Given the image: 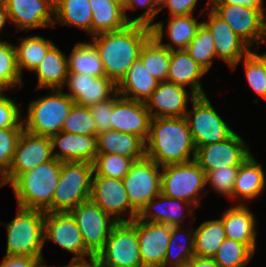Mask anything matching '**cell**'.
Listing matches in <instances>:
<instances>
[{
	"instance_id": "obj_1",
	"label": "cell",
	"mask_w": 266,
	"mask_h": 267,
	"mask_svg": "<svg viewBox=\"0 0 266 267\" xmlns=\"http://www.w3.org/2000/svg\"><path fill=\"white\" fill-rule=\"evenodd\" d=\"M91 37L106 77L117 85L130 66L139 59L141 47L151 37V27L129 23L121 30L99 33Z\"/></svg>"
},
{
	"instance_id": "obj_2",
	"label": "cell",
	"mask_w": 266,
	"mask_h": 267,
	"mask_svg": "<svg viewBox=\"0 0 266 267\" xmlns=\"http://www.w3.org/2000/svg\"><path fill=\"white\" fill-rule=\"evenodd\" d=\"M145 156L160 166L194 160L196 147L186 117L152 118Z\"/></svg>"
},
{
	"instance_id": "obj_3",
	"label": "cell",
	"mask_w": 266,
	"mask_h": 267,
	"mask_svg": "<svg viewBox=\"0 0 266 267\" xmlns=\"http://www.w3.org/2000/svg\"><path fill=\"white\" fill-rule=\"evenodd\" d=\"M62 162L52 160L22 173L11 185L18 207L52 212V200L59 183Z\"/></svg>"
},
{
	"instance_id": "obj_4",
	"label": "cell",
	"mask_w": 266,
	"mask_h": 267,
	"mask_svg": "<svg viewBox=\"0 0 266 267\" xmlns=\"http://www.w3.org/2000/svg\"><path fill=\"white\" fill-rule=\"evenodd\" d=\"M44 221V211L18 207L17 216L6 224V255L38 257L45 264L42 256Z\"/></svg>"
},
{
	"instance_id": "obj_5",
	"label": "cell",
	"mask_w": 266,
	"mask_h": 267,
	"mask_svg": "<svg viewBox=\"0 0 266 267\" xmlns=\"http://www.w3.org/2000/svg\"><path fill=\"white\" fill-rule=\"evenodd\" d=\"M93 163L62 162L59 183L52 200V212H69L90 199Z\"/></svg>"
},
{
	"instance_id": "obj_6",
	"label": "cell",
	"mask_w": 266,
	"mask_h": 267,
	"mask_svg": "<svg viewBox=\"0 0 266 267\" xmlns=\"http://www.w3.org/2000/svg\"><path fill=\"white\" fill-rule=\"evenodd\" d=\"M50 96L39 98L29 104L28 114L23 128L37 136L51 137L59 133L64 120L74 105L73 99L60 89L52 90Z\"/></svg>"
},
{
	"instance_id": "obj_7",
	"label": "cell",
	"mask_w": 266,
	"mask_h": 267,
	"mask_svg": "<svg viewBox=\"0 0 266 267\" xmlns=\"http://www.w3.org/2000/svg\"><path fill=\"white\" fill-rule=\"evenodd\" d=\"M95 261L98 267H143L136 218L131 222H117L113 226Z\"/></svg>"
},
{
	"instance_id": "obj_8",
	"label": "cell",
	"mask_w": 266,
	"mask_h": 267,
	"mask_svg": "<svg viewBox=\"0 0 266 267\" xmlns=\"http://www.w3.org/2000/svg\"><path fill=\"white\" fill-rule=\"evenodd\" d=\"M161 171V193L199 206L200 191L205 188L206 173L197 161L167 164ZM199 197V198H198Z\"/></svg>"
},
{
	"instance_id": "obj_9",
	"label": "cell",
	"mask_w": 266,
	"mask_h": 267,
	"mask_svg": "<svg viewBox=\"0 0 266 267\" xmlns=\"http://www.w3.org/2000/svg\"><path fill=\"white\" fill-rule=\"evenodd\" d=\"M192 103L193 110L187 111L185 117L196 149L224 141L234 133L217 114L206 95L196 96Z\"/></svg>"
},
{
	"instance_id": "obj_10",
	"label": "cell",
	"mask_w": 266,
	"mask_h": 267,
	"mask_svg": "<svg viewBox=\"0 0 266 267\" xmlns=\"http://www.w3.org/2000/svg\"><path fill=\"white\" fill-rule=\"evenodd\" d=\"M152 159L144 156L135 160L122 179L131 207L139 213L161 193V172Z\"/></svg>"
},
{
	"instance_id": "obj_11",
	"label": "cell",
	"mask_w": 266,
	"mask_h": 267,
	"mask_svg": "<svg viewBox=\"0 0 266 267\" xmlns=\"http://www.w3.org/2000/svg\"><path fill=\"white\" fill-rule=\"evenodd\" d=\"M80 229L86 249L95 257L104 247L110 231L117 223L91 199L69 211Z\"/></svg>"
},
{
	"instance_id": "obj_12",
	"label": "cell",
	"mask_w": 266,
	"mask_h": 267,
	"mask_svg": "<svg viewBox=\"0 0 266 267\" xmlns=\"http://www.w3.org/2000/svg\"><path fill=\"white\" fill-rule=\"evenodd\" d=\"M50 137L37 136L22 131L16 145L12 163L1 178L0 187L12 184L22 173L54 158Z\"/></svg>"
},
{
	"instance_id": "obj_13",
	"label": "cell",
	"mask_w": 266,
	"mask_h": 267,
	"mask_svg": "<svg viewBox=\"0 0 266 267\" xmlns=\"http://www.w3.org/2000/svg\"><path fill=\"white\" fill-rule=\"evenodd\" d=\"M44 240L53 241L75 254L71 261L95 257L86 249L80 229L70 212H45Z\"/></svg>"
},
{
	"instance_id": "obj_14",
	"label": "cell",
	"mask_w": 266,
	"mask_h": 267,
	"mask_svg": "<svg viewBox=\"0 0 266 267\" xmlns=\"http://www.w3.org/2000/svg\"><path fill=\"white\" fill-rule=\"evenodd\" d=\"M211 8L250 47L253 41L265 42L266 16L260 9L230 4H212Z\"/></svg>"
},
{
	"instance_id": "obj_15",
	"label": "cell",
	"mask_w": 266,
	"mask_h": 267,
	"mask_svg": "<svg viewBox=\"0 0 266 267\" xmlns=\"http://www.w3.org/2000/svg\"><path fill=\"white\" fill-rule=\"evenodd\" d=\"M247 147L234 132L224 141L198 147L195 160L206 174L224 167L240 166L251 154Z\"/></svg>"
},
{
	"instance_id": "obj_16",
	"label": "cell",
	"mask_w": 266,
	"mask_h": 267,
	"mask_svg": "<svg viewBox=\"0 0 266 267\" xmlns=\"http://www.w3.org/2000/svg\"><path fill=\"white\" fill-rule=\"evenodd\" d=\"M151 119L144 102L124 98L117 92L113 94L111 130L133 134L146 143Z\"/></svg>"
},
{
	"instance_id": "obj_17",
	"label": "cell",
	"mask_w": 266,
	"mask_h": 267,
	"mask_svg": "<svg viewBox=\"0 0 266 267\" xmlns=\"http://www.w3.org/2000/svg\"><path fill=\"white\" fill-rule=\"evenodd\" d=\"M90 199L110 216L117 214V222H131L138 213L131 207L123 180L105 176H94ZM129 208V218L118 217Z\"/></svg>"
},
{
	"instance_id": "obj_18",
	"label": "cell",
	"mask_w": 266,
	"mask_h": 267,
	"mask_svg": "<svg viewBox=\"0 0 266 267\" xmlns=\"http://www.w3.org/2000/svg\"><path fill=\"white\" fill-rule=\"evenodd\" d=\"M140 259L143 267H163L171 238V227L162 223L139 220L136 217Z\"/></svg>"
},
{
	"instance_id": "obj_19",
	"label": "cell",
	"mask_w": 266,
	"mask_h": 267,
	"mask_svg": "<svg viewBox=\"0 0 266 267\" xmlns=\"http://www.w3.org/2000/svg\"><path fill=\"white\" fill-rule=\"evenodd\" d=\"M9 20L19 30L50 27L54 24V0H0Z\"/></svg>"
},
{
	"instance_id": "obj_20",
	"label": "cell",
	"mask_w": 266,
	"mask_h": 267,
	"mask_svg": "<svg viewBox=\"0 0 266 267\" xmlns=\"http://www.w3.org/2000/svg\"><path fill=\"white\" fill-rule=\"evenodd\" d=\"M202 23L212 34L216 56L223 59L231 68H236L242 56L250 51V45L237 35L212 9L209 13V21Z\"/></svg>"
},
{
	"instance_id": "obj_21",
	"label": "cell",
	"mask_w": 266,
	"mask_h": 267,
	"mask_svg": "<svg viewBox=\"0 0 266 267\" xmlns=\"http://www.w3.org/2000/svg\"><path fill=\"white\" fill-rule=\"evenodd\" d=\"M66 83L75 104L90 107L110 99L117 85L106 76L95 77L87 73H68ZM112 94V95H111Z\"/></svg>"
},
{
	"instance_id": "obj_22",
	"label": "cell",
	"mask_w": 266,
	"mask_h": 267,
	"mask_svg": "<svg viewBox=\"0 0 266 267\" xmlns=\"http://www.w3.org/2000/svg\"><path fill=\"white\" fill-rule=\"evenodd\" d=\"M188 96L185 87L162 81L145 104L152 118L185 117Z\"/></svg>"
},
{
	"instance_id": "obj_23",
	"label": "cell",
	"mask_w": 266,
	"mask_h": 267,
	"mask_svg": "<svg viewBox=\"0 0 266 267\" xmlns=\"http://www.w3.org/2000/svg\"><path fill=\"white\" fill-rule=\"evenodd\" d=\"M163 23H154L151 27V37L141 47L139 59L145 69L160 82L167 81L170 64L171 44H162Z\"/></svg>"
},
{
	"instance_id": "obj_24",
	"label": "cell",
	"mask_w": 266,
	"mask_h": 267,
	"mask_svg": "<svg viewBox=\"0 0 266 267\" xmlns=\"http://www.w3.org/2000/svg\"><path fill=\"white\" fill-rule=\"evenodd\" d=\"M52 150L59 147L58 153H53L54 158L61 162H89L93 163L97 150V136L71 134L64 131L50 137Z\"/></svg>"
},
{
	"instance_id": "obj_25",
	"label": "cell",
	"mask_w": 266,
	"mask_h": 267,
	"mask_svg": "<svg viewBox=\"0 0 266 267\" xmlns=\"http://www.w3.org/2000/svg\"><path fill=\"white\" fill-rule=\"evenodd\" d=\"M206 73L207 71L191 58L186 50H170L167 81L183 87L190 85L191 99L206 95L199 81Z\"/></svg>"
},
{
	"instance_id": "obj_26",
	"label": "cell",
	"mask_w": 266,
	"mask_h": 267,
	"mask_svg": "<svg viewBox=\"0 0 266 267\" xmlns=\"http://www.w3.org/2000/svg\"><path fill=\"white\" fill-rule=\"evenodd\" d=\"M92 11L91 35L125 28L131 20L124 12L122 0H90Z\"/></svg>"
},
{
	"instance_id": "obj_27",
	"label": "cell",
	"mask_w": 266,
	"mask_h": 267,
	"mask_svg": "<svg viewBox=\"0 0 266 267\" xmlns=\"http://www.w3.org/2000/svg\"><path fill=\"white\" fill-rule=\"evenodd\" d=\"M226 238L246 244L253 252L256 245V220L248 208L241 203L229 208L221 217Z\"/></svg>"
},
{
	"instance_id": "obj_28",
	"label": "cell",
	"mask_w": 266,
	"mask_h": 267,
	"mask_svg": "<svg viewBox=\"0 0 266 267\" xmlns=\"http://www.w3.org/2000/svg\"><path fill=\"white\" fill-rule=\"evenodd\" d=\"M159 80L153 77L138 59L128 69L126 75L117 84V93L127 99L146 102L156 90ZM133 94L130 97V94Z\"/></svg>"
},
{
	"instance_id": "obj_29",
	"label": "cell",
	"mask_w": 266,
	"mask_h": 267,
	"mask_svg": "<svg viewBox=\"0 0 266 267\" xmlns=\"http://www.w3.org/2000/svg\"><path fill=\"white\" fill-rule=\"evenodd\" d=\"M97 150L139 160L145 156V143L133 134L107 130L97 134Z\"/></svg>"
},
{
	"instance_id": "obj_30",
	"label": "cell",
	"mask_w": 266,
	"mask_h": 267,
	"mask_svg": "<svg viewBox=\"0 0 266 267\" xmlns=\"http://www.w3.org/2000/svg\"><path fill=\"white\" fill-rule=\"evenodd\" d=\"M38 74V89H64L68 76V58L53 45L34 69Z\"/></svg>"
},
{
	"instance_id": "obj_31",
	"label": "cell",
	"mask_w": 266,
	"mask_h": 267,
	"mask_svg": "<svg viewBox=\"0 0 266 267\" xmlns=\"http://www.w3.org/2000/svg\"><path fill=\"white\" fill-rule=\"evenodd\" d=\"M184 203L188 204V208L191 205L193 206V204L189 202L173 199L160 193L142 208L137 218L143 221L162 223L170 227H178L181 225L183 217L185 218V216L182 215L183 212H180Z\"/></svg>"
},
{
	"instance_id": "obj_32",
	"label": "cell",
	"mask_w": 266,
	"mask_h": 267,
	"mask_svg": "<svg viewBox=\"0 0 266 267\" xmlns=\"http://www.w3.org/2000/svg\"><path fill=\"white\" fill-rule=\"evenodd\" d=\"M264 175L262 166L250 154L239 166L233 188V197L244 201L261 194L265 186Z\"/></svg>"
},
{
	"instance_id": "obj_33",
	"label": "cell",
	"mask_w": 266,
	"mask_h": 267,
	"mask_svg": "<svg viewBox=\"0 0 266 267\" xmlns=\"http://www.w3.org/2000/svg\"><path fill=\"white\" fill-rule=\"evenodd\" d=\"M54 15L55 22L77 26L91 32L90 0H54Z\"/></svg>"
},
{
	"instance_id": "obj_34",
	"label": "cell",
	"mask_w": 266,
	"mask_h": 267,
	"mask_svg": "<svg viewBox=\"0 0 266 267\" xmlns=\"http://www.w3.org/2000/svg\"><path fill=\"white\" fill-rule=\"evenodd\" d=\"M225 239L222 219L203 222L194 233L195 256L213 258Z\"/></svg>"
},
{
	"instance_id": "obj_35",
	"label": "cell",
	"mask_w": 266,
	"mask_h": 267,
	"mask_svg": "<svg viewBox=\"0 0 266 267\" xmlns=\"http://www.w3.org/2000/svg\"><path fill=\"white\" fill-rule=\"evenodd\" d=\"M68 73L106 76L99 53L93 44L80 42L74 46L68 58Z\"/></svg>"
},
{
	"instance_id": "obj_36",
	"label": "cell",
	"mask_w": 266,
	"mask_h": 267,
	"mask_svg": "<svg viewBox=\"0 0 266 267\" xmlns=\"http://www.w3.org/2000/svg\"><path fill=\"white\" fill-rule=\"evenodd\" d=\"M20 40L21 44L18 47L15 46V50L17 68L22 75L23 68L34 71L54 44L40 36H32Z\"/></svg>"
},
{
	"instance_id": "obj_37",
	"label": "cell",
	"mask_w": 266,
	"mask_h": 267,
	"mask_svg": "<svg viewBox=\"0 0 266 267\" xmlns=\"http://www.w3.org/2000/svg\"><path fill=\"white\" fill-rule=\"evenodd\" d=\"M202 22H197L190 15L171 16L168 21L167 34L177 50H185L195 37Z\"/></svg>"
},
{
	"instance_id": "obj_38",
	"label": "cell",
	"mask_w": 266,
	"mask_h": 267,
	"mask_svg": "<svg viewBox=\"0 0 266 267\" xmlns=\"http://www.w3.org/2000/svg\"><path fill=\"white\" fill-rule=\"evenodd\" d=\"M185 50L206 71L210 69L216 51L212 34L203 23Z\"/></svg>"
},
{
	"instance_id": "obj_39",
	"label": "cell",
	"mask_w": 266,
	"mask_h": 267,
	"mask_svg": "<svg viewBox=\"0 0 266 267\" xmlns=\"http://www.w3.org/2000/svg\"><path fill=\"white\" fill-rule=\"evenodd\" d=\"M254 252L246 245L226 238L213 259L220 267H245Z\"/></svg>"
},
{
	"instance_id": "obj_40",
	"label": "cell",
	"mask_w": 266,
	"mask_h": 267,
	"mask_svg": "<svg viewBox=\"0 0 266 267\" xmlns=\"http://www.w3.org/2000/svg\"><path fill=\"white\" fill-rule=\"evenodd\" d=\"M135 160L119 154L98 153L93 162L94 176L123 179Z\"/></svg>"
},
{
	"instance_id": "obj_41",
	"label": "cell",
	"mask_w": 266,
	"mask_h": 267,
	"mask_svg": "<svg viewBox=\"0 0 266 267\" xmlns=\"http://www.w3.org/2000/svg\"><path fill=\"white\" fill-rule=\"evenodd\" d=\"M21 74L16 64L15 46L0 41V85L6 90L22 84Z\"/></svg>"
},
{
	"instance_id": "obj_42",
	"label": "cell",
	"mask_w": 266,
	"mask_h": 267,
	"mask_svg": "<svg viewBox=\"0 0 266 267\" xmlns=\"http://www.w3.org/2000/svg\"><path fill=\"white\" fill-rule=\"evenodd\" d=\"M61 131L71 134L97 136L95 122L89 107L74 103L64 120Z\"/></svg>"
},
{
	"instance_id": "obj_43",
	"label": "cell",
	"mask_w": 266,
	"mask_h": 267,
	"mask_svg": "<svg viewBox=\"0 0 266 267\" xmlns=\"http://www.w3.org/2000/svg\"><path fill=\"white\" fill-rule=\"evenodd\" d=\"M180 230H181L180 226L171 227V238H170L169 245L167 247V252H166V255L164 258L163 267H166L168 263L171 265L170 267H186L188 262L195 256V252H194V233H195V231L193 229L189 233V234H192L190 241L188 242L189 244L188 245H187V243H186V245L179 244V245H181L180 251H178V252L175 251V248H176L175 240L177 239L178 234H181V233H179ZM182 236H184V235H182ZM183 243L185 244V241H183Z\"/></svg>"
},
{
	"instance_id": "obj_44",
	"label": "cell",
	"mask_w": 266,
	"mask_h": 267,
	"mask_svg": "<svg viewBox=\"0 0 266 267\" xmlns=\"http://www.w3.org/2000/svg\"><path fill=\"white\" fill-rule=\"evenodd\" d=\"M246 79L259 96L266 99V67L257 53L251 50L244 55Z\"/></svg>"
},
{
	"instance_id": "obj_45",
	"label": "cell",
	"mask_w": 266,
	"mask_h": 267,
	"mask_svg": "<svg viewBox=\"0 0 266 267\" xmlns=\"http://www.w3.org/2000/svg\"><path fill=\"white\" fill-rule=\"evenodd\" d=\"M24 128L0 129V176L8 171L16 149L17 142Z\"/></svg>"
},
{
	"instance_id": "obj_46",
	"label": "cell",
	"mask_w": 266,
	"mask_h": 267,
	"mask_svg": "<svg viewBox=\"0 0 266 267\" xmlns=\"http://www.w3.org/2000/svg\"><path fill=\"white\" fill-rule=\"evenodd\" d=\"M238 169L239 166H229L212 170L206 174V183L210 182L218 193L233 197V188Z\"/></svg>"
},
{
	"instance_id": "obj_47",
	"label": "cell",
	"mask_w": 266,
	"mask_h": 267,
	"mask_svg": "<svg viewBox=\"0 0 266 267\" xmlns=\"http://www.w3.org/2000/svg\"><path fill=\"white\" fill-rule=\"evenodd\" d=\"M19 117L20 111L14 101L6 96L0 98V129L23 128Z\"/></svg>"
},
{
	"instance_id": "obj_48",
	"label": "cell",
	"mask_w": 266,
	"mask_h": 267,
	"mask_svg": "<svg viewBox=\"0 0 266 267\" xmlns=\"http://www.w3.org/2000/svg\"><path fill=\"white\" fill-rule=\"evenodd\" d=\"M94 119L97 134L111 130V114L113 109V97L89 107Z\"/></svg>"
},
{
	"instance_id": "obj_49",
	"label": "cell",
	"mask_w": 266,
	"mask_h": 267,
	"mask_svg": "<svg viewBox=\"0 0 266 267\" xmlns=\"http://www.w3.org/2000/svg\"><path fill=\"white\" fill-rule=\"evenodd\" d=\"M124 6V12L128 9H136V7H145L147 8L146 11L134 18L131 19V23L142 24L149 27H152V21L154 20L155 16L159 13V11L155 8L152 0H122Z\"/></svg>"
},
{
	"instance_id": "obj_50",
	"label": "cell",
	"mask_w": 266,
	"mask_h": 267,
	"mask_svg": "<svg viewBox=\"0 0 266 267\" xmlns=\"http://www.w3.org/2000/svg\"><path fill=\"white\" fill-rule=\"evenodd\" d=\"M44 263L38 257L6 255L0 267H43Z\"/></svg>"
},
{
	"instance_id": "obj_51",
	"label": "cell",
	"mask_w": 266,
	"mask_h": 267,
	"mask_svg": "<svg viewBox=\"0 0 266 267\" xmlns=\"http://www.w3.org/2000/svg\"><path fill=\"white\" fill-rule=\"evenodd\" d=\"M197 0H167L163 8L168 7L170 16L190 15Z\"/></svg>"
},
{
	"instance_id": "obj_52",
	"label": "cell",
	"mask_w": 266,
	"mask_h": 267,
	"mask_svg": "<svg viewBox=\"0 0 266 267\" xmlns=\"http://www.w3.org/2000/svg\"><path fill=\"white\" fill-rule=\"evenodd\" d=\"M211 4H230L241 5L249 8L260 9L264 12L262 7L263 0H210Z\"/></svg>"
},
{
	"instance_id": "obj_53",
	"label": "cell",
	"mask_w": 266,
	"mask_h": 267,
	"mask_svg": "<svg viewBox=\"0 0 266 267\" xmlns=\"http://www.w3.org/2000/svg\"><path fill=\"white\" fill-rule=\"evenodd\" d=\"M186 267H220V265L213 258L194 256Z\"/></svg>"
},
{
	"instance_id": "obj_54",
	"label": "cell",
	"mask_w": 266,
	"mask_h": 267,
	"mask_svg": "<svg viewBox=\"0 0 266 267\" xmlns=\"http://www.w3.org/2000/svg\"><path fill=\"white\" fill-rule=\"evenodd\" d=\"M63 267H98L95 259L90 261H71L68 265Z\"/></svg>"
},
{
	"instance_id": "obj_55",
	"label": "cell",
	"mask_w": 266,
	"mask_h": 267,
	"mask_svg": "<svg viewBox=\"0 0 266 267\" xmlns=\"http://www.w3.org/2000/svg\"><path fill=\"white\" fill-rule=\"evenodd\" d=\"M7 19H9V15L4 7V5L0 2V31L4 24L6 23Z\"/></svg>"
},
{
	"instance_id": "obj_56",
	"label": "cell",
	"mask_w": 266,
	"mask_h": 267,
	"mask_svg": "<svg viewBox=\"0 0 266 267\" xmlns=\"http://www.w3.org/2000/svg\"><path fill=\"white\" fill-rule=\"evenodd\" d=\"M155 8L160 11L163 9L164 5L166 4L167 0H152Z\"/></svg>"
},
{
	"instance_id": "obj_57",
	"label": "cell",
	"mask_w": 266,
	"mask_h": 267,
	"mask_svg": "<svg viewBox=\"0 0 266 267\" xmlns=\"http://www.w3.org/2000/svg\"><path fill=\"white\" fill-rule=\"evenodd\" d=\"M258 56L263 60V63L265 64V67H266V53L263 55H258Z\"/></svg>"
},
{
	"instance_id": "obj_58",
	"label": "cell",
	"mask_w": 266,
	"mask_h": 267,
	"mask_svg": "<svg viewBox=\"0 0 266 267\" xmlns=\"http://www.w3.org/2000/svg\"><path fill=\"white\" fill-rule=\"evenodd\" d=\"M6 89L3 88L1 85H0V98H2L4 95L2 94L3 91H5Z\"/></svg>"
}]
</instances>
